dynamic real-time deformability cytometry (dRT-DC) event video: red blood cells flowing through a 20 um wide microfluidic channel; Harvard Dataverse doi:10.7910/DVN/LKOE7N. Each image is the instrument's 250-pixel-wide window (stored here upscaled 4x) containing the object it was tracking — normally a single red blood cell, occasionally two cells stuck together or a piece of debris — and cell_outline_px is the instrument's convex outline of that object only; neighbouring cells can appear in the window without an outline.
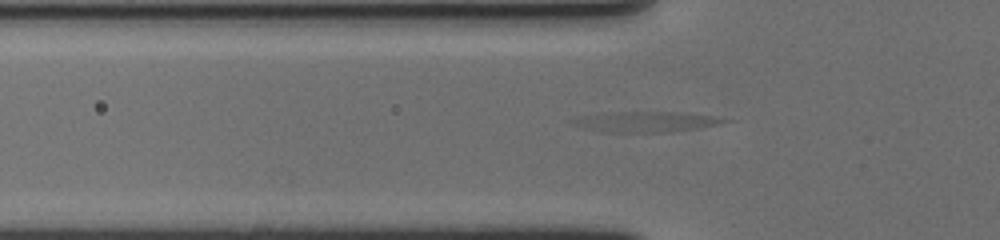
{"species": "human", "species_latin": "Homo sapiens", "temperature_condition": "cold", "stored_images_in_passage": 32, "camera_frame_rate_fps": 3000, "um_per_image_px": 0.085, "donor": {"sex": "female"}, "frame": {"image": 1, "passage_image": 10, "time_ms": 3.0, "image_size_px": [1000, 240], "cell_outline_px": [[736, 120], [720, 124], [672, 132], [600, 132], [576, 124], [576, 120], [580, 116], [596, 112], [668, 112], [720, 116]], "centroid_in_image_um": [55.02, 10.34], "position_along_channel_um": 70.8, "area_um2": 18.03}}
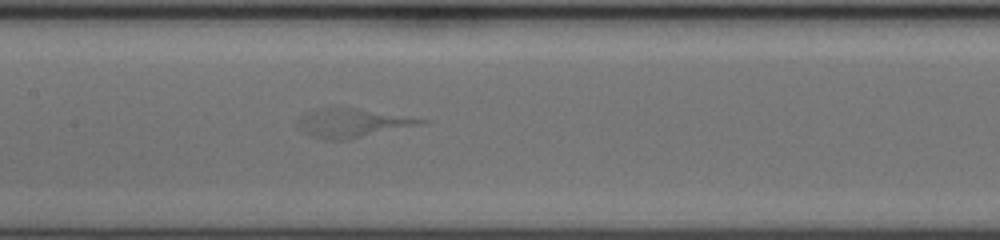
{"frame": {"image": 2, "passage_image": 19, "time_ms": 6.0, "image_size_px": [1000, 240], "cell_outline_px": [[432, 120], [420, 124], [344, 140], [324, 140], [300, 128], [296, 120], [304, 112], [324, 108], [352, 108]], "centroid_in_image_um": [29.9, 10.44], "position_along_channel_um": 177.5, "area_um2": 19.77}}
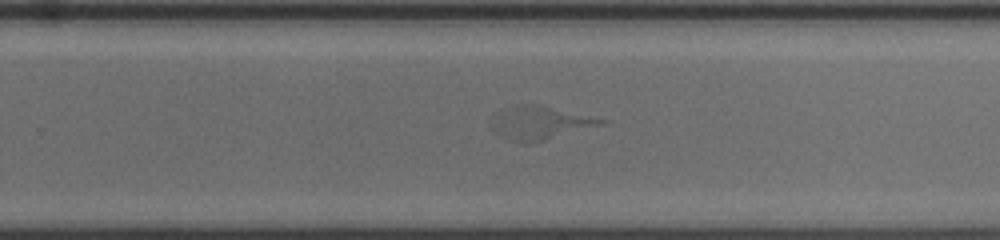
{"frame": {"image": 3, "passage_image": 28, "time_ms": 9.0, "image_size_px": [1000, 240], "cell_outline_px": [[612, 120], [604, 124], [544, 140], [512, 140], [500, 136], [492, 128], [492, 116], [500, 108], [516, 104], [540, 104]], "centroid_in_image_um": [45.93, 10.37], "position_along_channel_um": 283.9, "area_um2": 21.21}}